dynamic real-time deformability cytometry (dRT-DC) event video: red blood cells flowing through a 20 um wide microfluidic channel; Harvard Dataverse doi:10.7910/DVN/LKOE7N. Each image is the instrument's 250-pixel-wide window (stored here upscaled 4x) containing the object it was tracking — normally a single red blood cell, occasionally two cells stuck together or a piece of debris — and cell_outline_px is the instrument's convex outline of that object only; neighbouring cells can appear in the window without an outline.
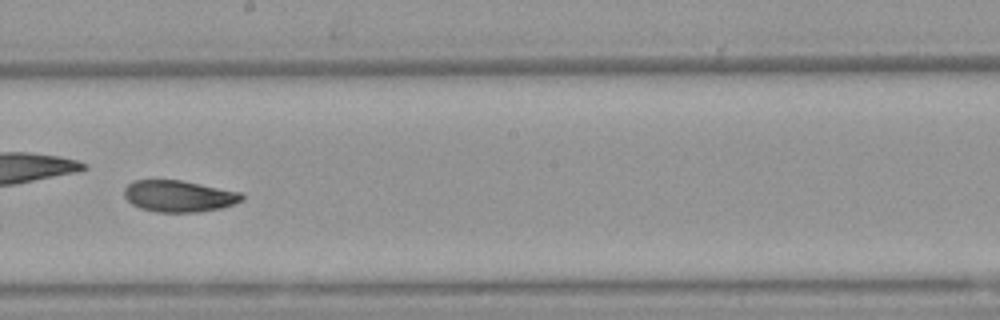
{"species": "Egyptian fruit bat (a non-hibernating species)", "species_latin": "Rousettus aegyptiacus", "temperature_condition": "warm", "stored_images_in_passage": 54, "camera_frame_rate_fps": 3000, "um_per_image_px": 0.085, "animal": {"sex": "female"}, "frame": {"image": 1, "passage_image": 31, "time_ms": 10.0, "image_size_px": [1000, 320], "cell_outline_px": [[244, 200], [220, 208], [200, 212], [156, 212], [140, 208], [132, 204], [124, 196], [124, 188], [132, 180], [180, 180], [240, 192], [244, 196]], "centroid_in_image_um": [15.18, 16.67], "position_along_channel_um": 233.0, "area_um2": 21.56}, "authors_computed_cell_mechanics": {"area_um2": 21.964, "velocity_mm_per_s": 3.8187, "shape_relaxation_time_tau1_ms": 5.3453, "shape_relaxation_time_tau2_ms": 4.6036, "deformation_change_tau1": 0.1485, "deformation_change_tau2": 0.0961}}